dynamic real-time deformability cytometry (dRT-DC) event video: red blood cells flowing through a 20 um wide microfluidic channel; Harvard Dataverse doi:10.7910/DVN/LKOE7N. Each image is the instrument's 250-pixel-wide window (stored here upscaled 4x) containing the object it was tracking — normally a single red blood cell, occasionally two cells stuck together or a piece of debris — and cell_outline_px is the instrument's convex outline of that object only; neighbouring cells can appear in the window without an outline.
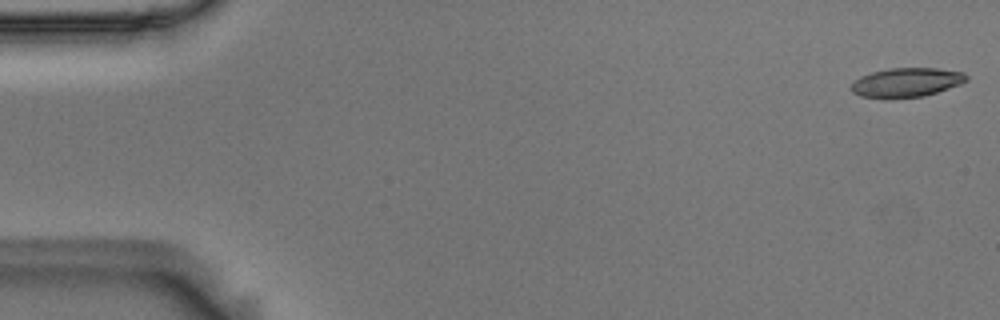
{"species": "Egyptian fruit bat (a non-hibernating species)", "species_latin": "Rousettus aegyptiacus", "temperature_condition": "room temperature", "stored_images_in_passage": 51, "camera_frame_rate_fps": 3000, "um_per_image_px": 0.085, "animal": {"sex": "male"}, "frame": {"image": 1, "passage_image": 1, "time_ms": 0.0, "image_size_px": [1000, 320], "cell_outline_px": [[968, 80], [960, 84], [924, 96], [888, 100], [884, 100], [860, 96], [852, 92], [852, 84], [860, 76], [872, 72], [888, 68], [936, 68], [964, 72], [968, 76]], "centroid_in_image_um": [77.03, 7.03], "position_along_channel_um": 8.0, "area_um2": 19.94}}
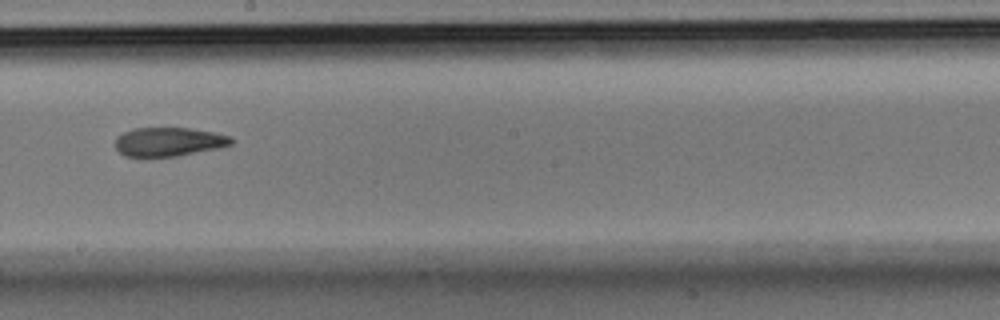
{"frame": {"image": 2, "passage_image": 31, "time_ms": 10.0, "image_size_px": [1000, 320], "cell_outline_px": [[232, 144], [220, 148], [176, 156], [124, 156], [116, 148], [116, 136], [132, 128], [192, 128], [216, 132], [232, 136]], "centroid_in_image_um": [14.38, 12.04], "position_along_channel_um": 233.8, "area_um2": 19.59}}
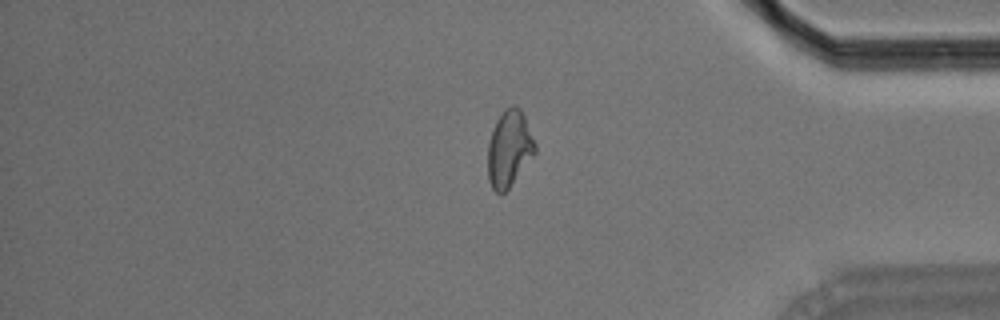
{"frame": {"image": 3, "passage_image": 46, "time_ms": 15.0, "image_size_px": [1000, 320], "cell_outline_px": [[536, 152], [508, 188], [504, 192], [496, 192], [492, 188], [488, 180], [488, 144], [496, 120], [504, 108], [512, 104], [516, 104], [520, 108], [524, 116], [536, 144]], "centroid_in_image_um": [43.28, 12.59], "position_along_channel_um": 391.9, "area_um2": 20.87}}